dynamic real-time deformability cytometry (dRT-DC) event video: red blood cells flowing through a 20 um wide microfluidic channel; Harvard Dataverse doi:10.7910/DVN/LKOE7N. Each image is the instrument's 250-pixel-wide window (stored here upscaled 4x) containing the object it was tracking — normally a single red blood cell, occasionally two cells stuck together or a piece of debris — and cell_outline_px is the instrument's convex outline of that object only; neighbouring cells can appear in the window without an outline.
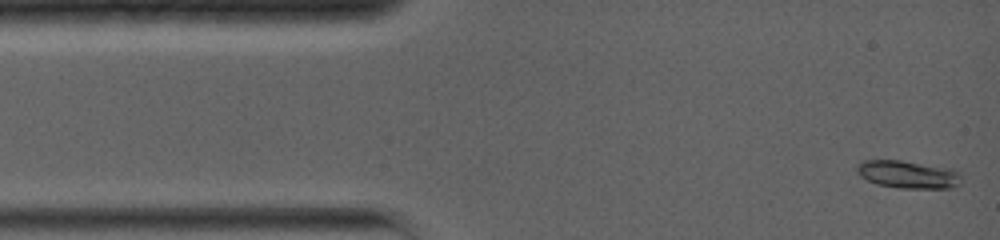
{"species": "common noctule bat (a hibernating species)", "species_latin": "Nyctalus noctula", "temperature_condition": "warm", "stored_images_in_passage": 69, "camera_frame_rate_fps": 5000, "um_per_image_px": 0.085, "animal": {"sex": "female", "body_mass_g": 19.0, "forearm_length_mm": 56.7}, "frame": {"image": 1, "passage_image": 1, "time_ms": 0.0, "image_size_px": [1000, 240], "cell_outline_px": [[960, 184], [952, 188], [896, 188], [876, 184], [860, 176], [856, 172], [856, 164], [860, 160], [900, 160], [952, 168], [960, 172]], "centroid_in_image_um": [77.16, 14.82], "position_along_channel_um": 7.8, "area_um2": 17.17}}
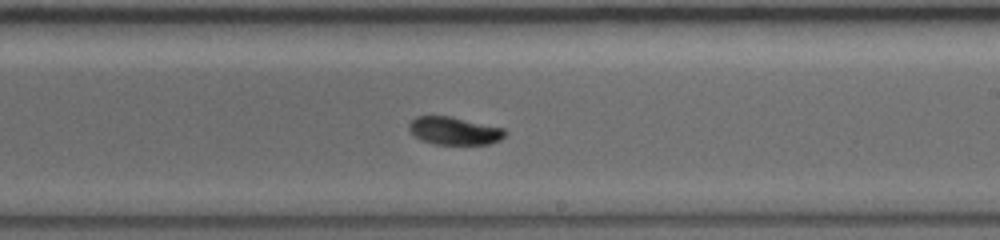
{"frame": {"image": 2, "passage_image": 40, "time_ms": 8.0, "image_size_px": [1000, 240], "cell_outline_px": [[508, 132], [500, 140], [488, 144], [436, 144], [424, 140], [416, 136], [408, 128], [408, 124], [416, 116], [452, 116], [504, 128]], "centroid_in_image_um": [38.65, 11.1], "position_along_channel_um": 250.3, "area_um2": 15.49}}
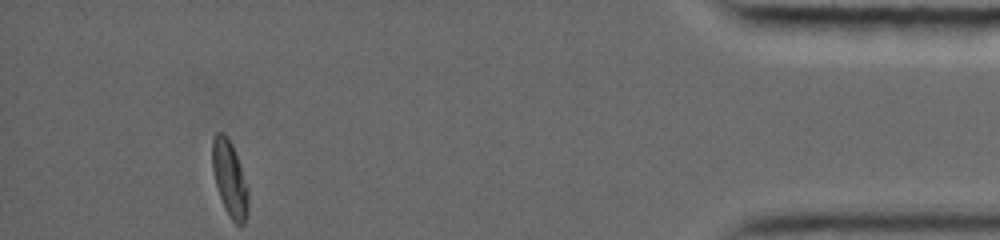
{"frame": {"image": 3, "passage_image": 68, "time_ms": 14.0, "image_size_px": [1000, 240], "cell_outline_px": [[248, 212], [244, 224], [236, 224], [228, 216], [224, 208], [216, 184], [212, 168], [212, 140], [216, 132], [224, 132], [228, 136], [232, 144], [240, 164], [248, 192]], "centroid_in_image_um": [19.51, 15.17], "position_along_channel_um": 415.7, "area_um2": 15.84}, "authors_computed_cell_mechanics": {"area_um2": 15.7794, "velocity_mm_per_s": 3.9366, "shape_relaxation_time_tau1_ms": 4.4384, "shape_relaxation_time_tau2_ms": 2.6783, "deformation_change_tau1": 0.2084, "deformation_change_tau2": 0.0388}}